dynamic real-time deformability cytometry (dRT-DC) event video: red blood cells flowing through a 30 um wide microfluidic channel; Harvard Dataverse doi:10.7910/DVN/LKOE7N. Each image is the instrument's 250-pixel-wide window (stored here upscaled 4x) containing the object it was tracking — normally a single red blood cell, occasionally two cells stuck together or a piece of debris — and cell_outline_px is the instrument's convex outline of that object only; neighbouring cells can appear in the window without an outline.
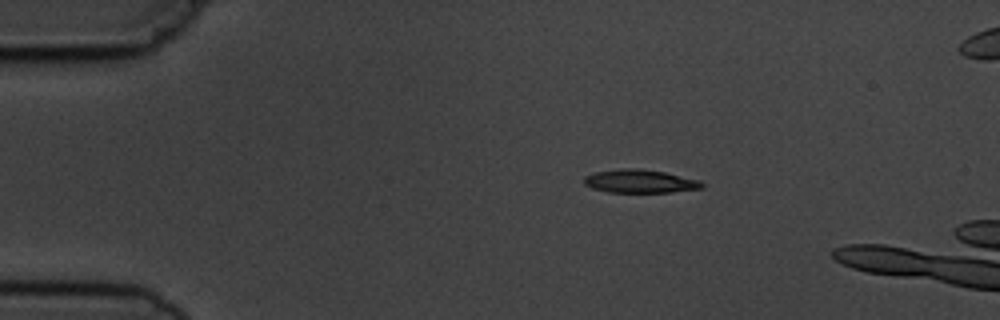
{"species": "common noctule bat (a hibernating species)", "species_latin": "Nyctalus noctula", "temperature_condition": "cold", "stored_images_in_passage": 5, "camera_frame_rate_fps": 3000, "um_per_image_px": 0.085, "animal": {"sex": "male", "body_mass_g": 19.5, "forearm_length_mm": 54.6}, "frame": {"image": 1, "passage_image": 3, "time_ms": 2.333, "image_size_px": [1000, 320], "cell_outline_px": [[704, 188], [672, 192], [608, 192], [592, 188], [584, 184], [584, 176], [596, 172], [620, 168], [636, 168], [664, 172], [700, 180], [704, 184]], "centroid_in_image_um": [54.4, 15.41], "position_along_channel_um": 30.6, "area_um2": 16.01}}